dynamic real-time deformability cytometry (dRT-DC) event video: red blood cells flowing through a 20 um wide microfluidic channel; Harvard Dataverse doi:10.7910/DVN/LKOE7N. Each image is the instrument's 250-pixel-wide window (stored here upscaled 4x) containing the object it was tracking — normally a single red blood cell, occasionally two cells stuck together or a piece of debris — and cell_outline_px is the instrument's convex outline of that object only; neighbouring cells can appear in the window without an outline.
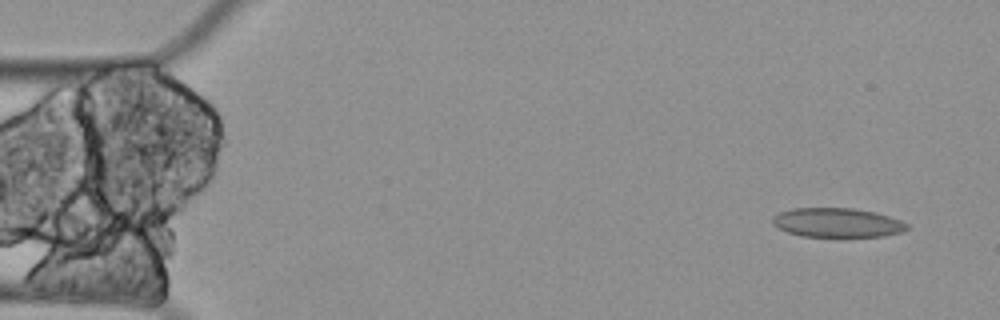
{"species": "Egyptian fruit bat (a non-hibernating species)", "species_latin": "Rousettus aegyptiacus", "temperature_condition": "cold", "stored_images_in_passage": 15, "segment_of_instrument_passage": [1, 2], "camera_frame_rate_fps": 3000, "um_per_image_px": 0.085, "animal": {"sex": "female"}, "frame": {"image": 1, "passage_image": 1, "time_ms": 0.0, "image_size_px": [1000, 320], "cell_outline_px": [[908, 228], [900, 232], [884, 236], [804, 236], [788, 232], [772, 224], [772, 216], [780, 212], [792, 208], [852, 208], [876, 212], [900, 220], [908, 224]], "centroid_in_image_um": [71.15, 18.91], "position_along_channel_um": 13.8, "area_um2": 22.72}}
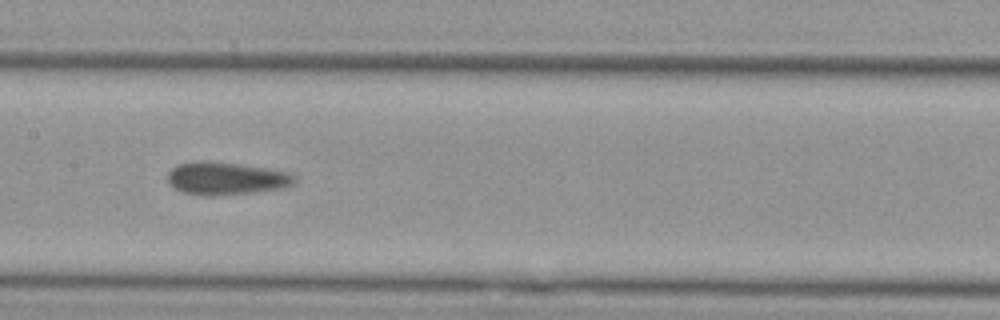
{"frame": {"image": 2, "passage_image": 7, "time_ms": 2.0, "image_size_px": [1000, 320], "cell_outline_px": [[296, 180], [292, 184], [284, 188], [252, 192], [212, 196], [204, 196], [184, 192], [168, 184], [168, 172], [176, 164], [196, 160], [204, 160], [240, 164], [292, 172], [296, 176]], "centroid_in_image_um": [19.22, 15.15], "position_along_channel_um": 188.2, "area_um2": 24.45}}
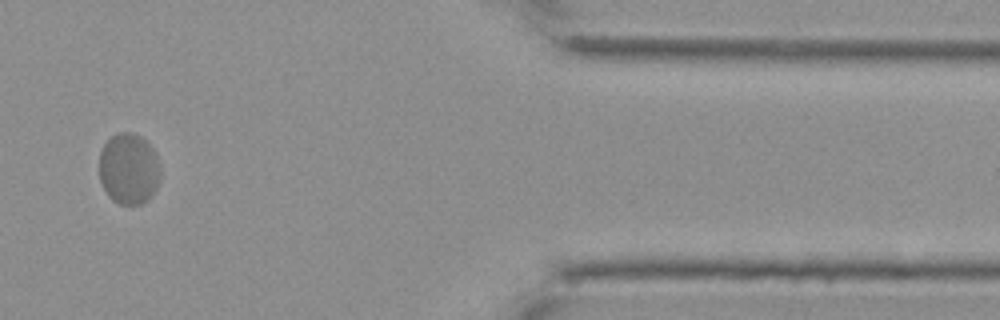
{"frame": {"image": 3, "passage_image": 13, "time_ms": 4.0, "image_size_px": [1000, 320], "cell_outline_px": [[160, 180], [152, 196], [148, 200], [140, 204], [120, 204], [112, 200], [108, 196], [100, 180], [100, 152], [104, 144], [112, 136], [120, 132], [132, 132], [140, 136], [156, 152], [160, 164]], "centroid_in_image_um": [10.97, 14.36], "position_along_channel_um": 400.4, "area_um2": 25.49}}